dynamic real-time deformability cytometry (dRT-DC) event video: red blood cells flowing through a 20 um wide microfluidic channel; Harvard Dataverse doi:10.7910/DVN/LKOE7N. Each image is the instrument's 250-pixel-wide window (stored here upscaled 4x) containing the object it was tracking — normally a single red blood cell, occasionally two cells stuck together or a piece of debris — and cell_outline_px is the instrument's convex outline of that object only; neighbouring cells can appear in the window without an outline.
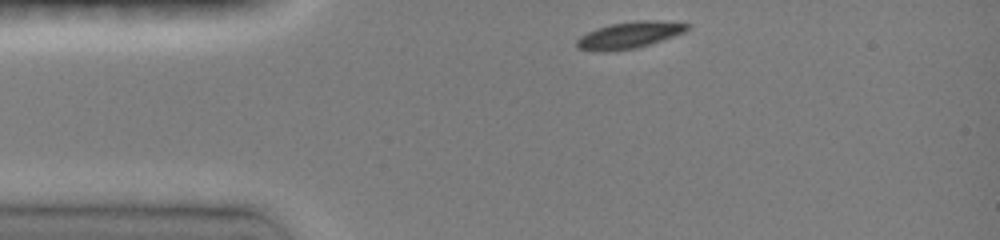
{"species": "common noctule bat (a hibernating species)", "species_latin": "Nyctalus noctula", "temperature_condition": "room temperature", "stored_images_in_passage": 33, "camera_frame_rate_fps": 3000, "um_per_image_px": 0.085, "animal": {"sex": "female", "body_mass_g": 19.0, "forearm_length_mm": 51.5}, "frame": {"image": 1, "passage_image": 1, "time_ms": 0.0, "image_size_px": [1000, 240], "cell_outline_px": [[692, 24], [684, 32], [636, 48], [604, 52], [600, 52], [576, 48], [576, 40], [580, 36], [596, 28], [612, 24], [636, 20], [656, 20]], "centroid_in_image_um": [53.45, 2.98], "position_along_channel_um": 31.5, "area_um2": 16.99}}
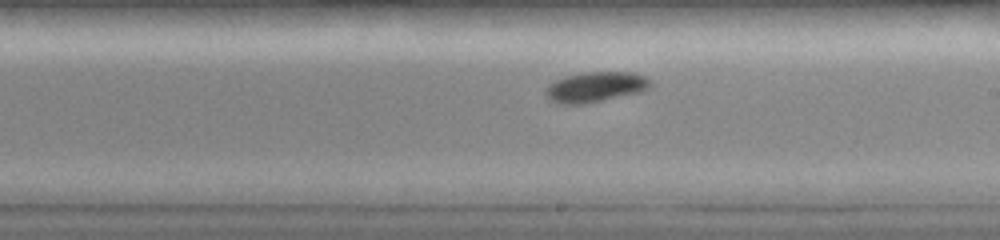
{"frame": {"image": 2, "passage_image": 19, "time_ms": 6.0, "image_size_px": [1000, 240], "cell_outline_px": [[652, 84], [648, 88], [640, 92], [584, 104], [560, 104], [548, 100], [544, 92], [544, 88], [548, 84], [564, 76], [584, 72], [636, 72], [652, 80]], "centroid_in_image_um": [50.58, 7.39], "position_along_channel_um": 238.4, "area_um2": 18.73}}
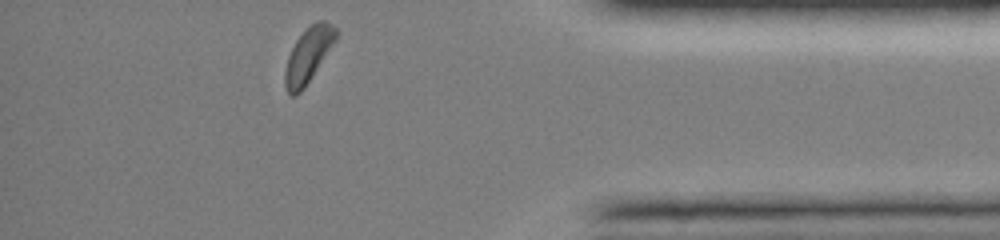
{"frame": {"image": 3, "passage_image": 33, "time_ms": 10.667, "image_size_px": [1000, 240], "cell_outline_px": [[340, 32], [336, 40], [304, 88], [296, 96], [292, 96], [288, 92], [284, 84], [284, 72], [288, 56], [296, 40], [316, 20], [324, 20], [336, 28]], "centroid_in_image_um": [26.21, 4.68], "position_along_channel_um": 409.0, "area_um2": 16.13}, "authors_computed_cell_mechanics": {"area_um2": 17.629, "velocity_mm_per_s": 4.0488, "shape_relaxation_time_tau1_ms": 2.9808, "shape_relaxation_time_tau2_ms": null, "deformation_change_tau1": 0.0908, "deformation_change_tau2": null}}